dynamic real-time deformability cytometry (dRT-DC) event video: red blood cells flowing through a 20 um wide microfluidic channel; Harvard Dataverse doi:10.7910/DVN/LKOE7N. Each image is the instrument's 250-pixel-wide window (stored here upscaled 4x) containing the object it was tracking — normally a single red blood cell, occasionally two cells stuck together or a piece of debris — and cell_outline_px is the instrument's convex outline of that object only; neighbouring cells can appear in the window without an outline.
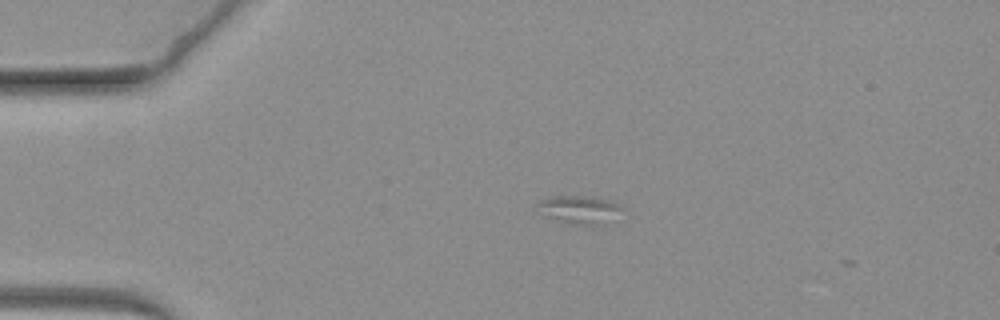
{"species": "common noctule bat (a hibernating species)", "species_latin": "Nyctalus noctula", "temperature_condition": "warm", "stored_images_in_passage": 2, "camera_frame_rate_fps": 3000, "um_per_image_px": 0.085, "animal": {"sex": "female", "body_mass_g": 19.3, "forearm_length_mm": 54.1}, "frame": {"image": 1, "passage_image": 1, "time_ms": 0.0, "image_size_px": [1000, 320], "cell_outline_px": [[624, 208], [600, 224], [592, 228], [560, 220], [548, 216], [536, 204], [540, 200], [552, 196], [580, 196], [608, 200]], "centroid_in_image_um": [49.23, 17.82], "position_along_channel_um": 35.8, "area_um2": 13.12}}